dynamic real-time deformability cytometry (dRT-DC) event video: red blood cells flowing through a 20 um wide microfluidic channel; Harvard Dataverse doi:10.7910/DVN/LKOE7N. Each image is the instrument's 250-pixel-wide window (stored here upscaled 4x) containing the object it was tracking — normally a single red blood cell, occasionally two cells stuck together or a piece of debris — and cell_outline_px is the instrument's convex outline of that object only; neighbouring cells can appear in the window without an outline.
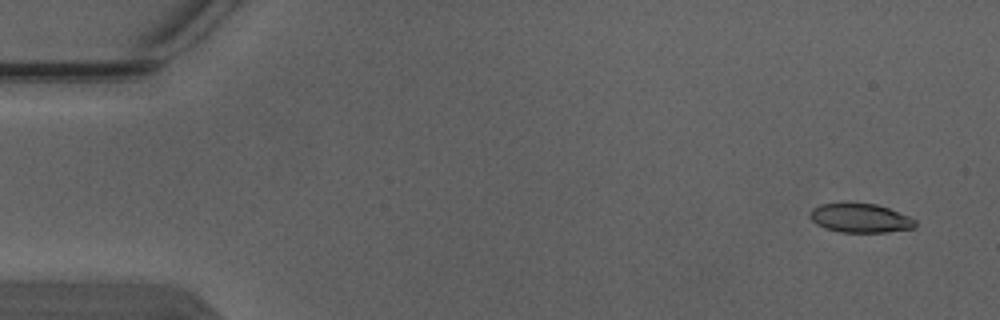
{"species": "Egyptian fruit bat (a non-hibernating species)", "species_latin": "Rousettus aegyptiacus", "temperature_condition": "warm", "stored_images_in_passage": 6, "camera_frame_rate_fps": 3000, "um_per_image_px": 0.085, "animal": {"sex": "male"}, "frame": {"image": 1, "passage_image": 1, "time_ms": 0.0, "image_size_px": [1000, 320], "cell_outline_px": [[916, 228], [888, 232], [840, 232], [824, 228], [816, 224], [808, 216], [808, 212], [812, 208], [820, 204], [844, 200], [848, 200], [876, 204], [888, 208], [908, 216], [916, 220]], "centroid_in_image_um": [73.06, 18.49], "position_along_channel_um": 11.9, "area_um2": 18.61}}
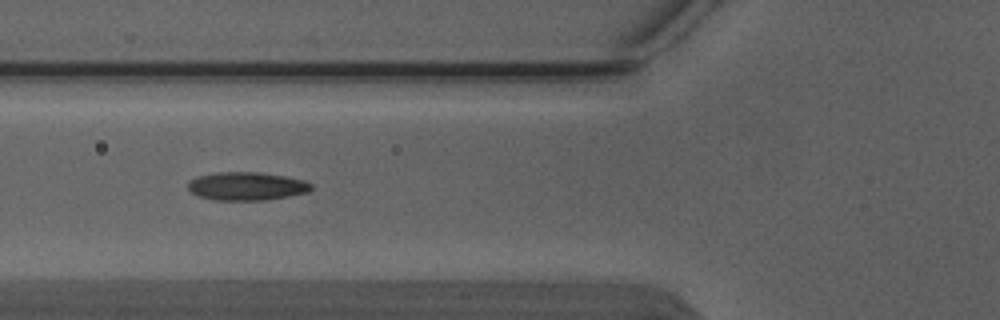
{"frame": {"image": 2, "passage_image": 5, "time_ms": 1.333, "image_size_px": [1000, 320], "cell_outline_px": [[312, 188], [308, 192], [288, 196], [264, 200], [212, 200], [196, 196], [188, 188], [188, 180], [196, 176], [220, 172], [256, 172], [284, 176], [304, 180], [312, 184]], "centroid_in_image_um": [20.92, 15.83], "position_along_channel_um": 104.9, "area_um2": 20.35}}